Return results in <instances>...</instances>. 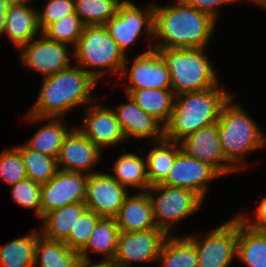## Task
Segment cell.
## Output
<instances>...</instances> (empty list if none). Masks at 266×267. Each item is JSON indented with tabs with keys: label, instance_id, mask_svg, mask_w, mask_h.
Returning <instances> with one entry per match:
<instances>
[{
	"label": "cell",
	"instance_id": "6",
	"mask_svg": "<svg viewBox=\"0 0 266 267\" xmlns=\"http://www.w3.org/2000/svg\"><path fill=\"white\" fill-rule=\"evenodd\" d=\"M71 54L74 55L76 66L90 73L98 81L107 72L120 75L126 58L105 25L84 26Z\"/></svg>",
	"mask_w": 266,
	"mask_h": 267
},
{
	"label": "cell",
	"instance_id": "38",
	"mask_svg": "<svg viewBox=\"0 0 266 267\" xmlns=\"http://www.w3.org/2000/svg\"><path fill=\"white\" fill-rule=\"evenodd\" d=\"M74 12V0H48L43 9H37L40 31L42 32L49 24Z\"/></svg>",
	"mask_w": 266,
	"mask_h": 267
},
{
	"label": "cell",
	"instance_id": "25",
	"mask_svg": "<svg viewBox=\"0 0 266 267\" xmlns=\"http://www.w3.org/2000/svg\"><path fill=\"white\" fill-rule=\"evenodd\" d=\"M157 261L162 267H198V255L193 240L188 235H167Z\"/></svg>",
	"mask_w": 266,
	"mask_h": 267
},
{
	"label": "cell",
	"instance_id": "15",
	"mask_svg": "<svg viewBox=\"0 0 266 267\" xmlns=\"http://www.w3.org/2000/svg\"><path fill=\"white\" fill-rule=\"evenodd\" d=\"M166 236L161 229L120 232L114 260L120 267H129L138 261L155 262Z\"/></svg>",
	"mask_w": 266,
	"mask_h": 267
},
{
	"label": "cell",
	"instance_id": "41",
	"mask_svg": "<svg viewBox=\"0 0 266 267\" xmlns=\"http://www.w3.org/2000/svg\"><path fill=\"white\" fill-rule=\"evenodd\" d=\"M77 267H120L114 259H104L98 263L92 264V260L87 258H80Z\"/></svg>",
	"mask_w": 266,
	"mask_h": 267
},
{
	"label": "cell",
	"instance_id": "45",
	"mask_svg": "<svg viewBox=\"0 0 266 267\" xmlns=\"http://www.w3.org/2000/svg\"><path fill=\"white\" fill-rule=\"evenodd\" d=\"M12 1H19V2H31L33 0H12Z\"/></svg>",
	"mask_w": 266,
	"mask_h": 267
},
{
	"label": "cell",
	"instance_id": "35",
	"mask_svg": "<svg viewBox=\"0 0 266 267\" xmlns=\"http://www.w3.org/2000/svg\"><path fill=\"white\" fill-rule=\"evenodd\" d=\"M41 185L26 178L10 186L12 200L21 207L33 209L39 219H41Z\"/></svg>",
	"mask_w": 266,
	"mask_h": 267
},
{
	"label": "cell",
	"instance_id": "24",
	"mask_svg": "<svg viewBox=\"0 0 266 267\" xmlns=\"http://www.w3.org/2000/svg\"><path fill=\"white\" fill-rule=\"evenodd\" d=\"M87 209L84 202H77L46 213L40 219L44 226L41 227L40 234L50 240L64 241L73 229L77 218Z\"/></svg>",
	"mask_w": 266,
	"mask_h": 267
},
{
	"label": "cell",
	"instance_id": "1",
	"mask_svg": "<svg viewBox=\"0 0 266 267\" xmlns=\"http://www.w3.org/2000/svg\"><path fill=\"white\" fill-rule=\"evenodd\" d=\"M216 24L210 15L184 0H175L167 6L154 4L153 39L160 40L149 46L154 49L206 48Z\"/></svg>",
	"mask_w": 266,
	"mask_h": 267
},
{
	"label": "cell",
	"instance_id": "31",
	"mask_svg": "<svg viewBox=\"0 0 266 267\" xmlns=\"http://www.w3.org/2000/svg\"><path fill=\"white\" fill-rule=\"evenodd\" d=\"M146 155L147 177L150 185L161 183L168 175L175 156L181 150L179 142H171L166 139L156 142Z\"/></svg>",
	"mask_w": 266,
	"mask_h": 267
},
{
	"label": "cell",
	"instance_id": "36",
	"mask_svg": "<svg viewBox=\"0 0 266 267\" xmlns=\"http://www.w3.org/2000/svg\"><path fill=\"white\" fill-rule=\"evenodd\" d=\"M100 218L94 211L87 209L77 218L73 229L70 230L68 237L63 242L71 250L81 252L86 247L91 233Z\"/></svg>",
	"mask_w": 266,
	"mask_h": 267
},
{
	"label": "cell",
	"instance_id": "10",
	"mask_svg": "<svg viewBox=\"0 0 266 267\" xmlns=\"http://www.w3.org/2000/svg\"><path fill=\"white\" fill-rule=\"evenodd\" d=\"M40 39L19 48L24 67L39 72L43 78L51 76L71 66L73 60L69 46L47 38L40 33Z\"/></svg>",
	"mask_w": 266,
	"mask_h": 267
},
{
	"label": "cell",
	"instance_id": "18",
	"mask_svg": "<svg viewBox=\"0 0 266 267\" xmlns=\"http://www.w3.org/2000/svg\"><path fill=\"white\" fill-rule=\"evenodd\" d=\"M101 152L78 127H73L60 147L57 167L60 170L81 172L87 175L96 173L93 167L102 160Z\"/></svg>",
	"mask_w": 266,
	"mask_h": 267
},
{
	"label": "cell",
	"instance_id": "13",
	"mask_svg": "<svg viewBox=\"0 0 266 267\" xmlns=\"http://www.w3.org/2000/svg\"><path fill=\"white\" fill-rule=\"evenodd\" d=\"M218 177L221 175L212 166L189 156L181 149L175 156L168 175L160 184L188 189L204 200L208 183Z\"/></svg>",
	"mask_w": 266,
	"mask_h": 267
},
{
	"label": "cell",
	"instance_id": "32",
	"mask_svg": "<svg viewBox=\"0 0 266 267\" xmlns=\"http://www.w3.org/2000/svg\"><path fill=\"white\" fill-rule=\"evenodd\" d=\"M21 153L27 178L43 184L48 182L57 172V159L41 154L26 144L15 146Z\"/></svg>",
	"mask_w": 266,
	"mask_h": 267
},
{
	"label": "cell",
	"instance_id": "42",
	"mask_svg": "<svg viewBox=\"0 0 266 267\" xmlns=\"http://www.w3.org/2000/svg\"><path fill=\"white\" fill-rule=\"evenodd\" d=\"M12 0H0V35L5 34L6 15Z\"/></svg>",
	"mask_w": 266,
	"mask_h": 267
},
{
	"label": "cell",
	"instance_id": "22",
	"mask_svg": "<svg viewBox=\"0 0 266 267\" xmlns=\"http://www.w3.org/2000/svg\"><path fill=\"white\" fill-rule=\"evenodd\" d=\"M27 123L45 122V125L37 129L36 133L26 145L41 153L57 159L60 147L68 134L67 125H63L62 118H39L28 114L25 116ZM47 122V123H46Z\"/></svg>",
	"mask_w": 266,
	"mask_h": 267
},
{
	"label": "cell",
	"instance_id": "4",
	"mask_svg": "<svg viewBox=\"0 0 266 267\" xmlns=\"http://www.w3.org/2000/svg\"><path fill=\"white\" fill-rule=\"evenodd\" d=\"M234 94L223 104L217 126L224 156L239 171L247 168L243 159L249 152L266 146V135L241 104L233 102Z\"/></svg>",
	"mask_w": 266,
	"mask_h": 267
},
{
	"label": "cell",
	"instance_id": "3",
	"mask_svg": "<svg viewBox=\"0 0 266 267\" xmlns=\"http://www.w3.org/2000/svg\"><path fill=\"white\" fill-rule=\"evenodd\" d=\"M224 90L218 83L204 91L176 95L171 117L164 126V139L180 142L202 127L217 123L223 104L232 95Z\"/></svg>",
	"mask_w": 266,
	"mask_h": 267
},
{
	"label": "cell",
	"instance_id": "9",
	"mask_svg": "<svg viewBox=\"0 0 266 267\" xmlns=\"http://www.w3.org/2000/svg\"><path fill=\"white\" fill-rule=\"evenodd\" d=\"M238 216L211 230L200 239L198 235H188L194 242L198 267H228L237 252Z\"/></svg>",
	"mask_w": 266,
	"mask_h": 267
},
{
	"label": "cell",
	"instance_id": "11",
	"mask_svg": "<svg viewBox=\"0 0 266 267\" xmlns=\"http://www.w3.org/2000/svg\"><path fill=\"white\" fill-rule=\"evenodd\" d=\"M127 57L119 77L130 82L125 89H171V75L159 50L150 47L134 58L130 68Z\"/></svg>",
	"mask_w": 266,
	"mask_h": 267
},
{
	"label": "cell",
	"instance_id": "28",
	"mask_svg": "<svg viewBox=\"0 0 266 267\" xmlns=\"http://www.w3.org/2000/svg\"><path fill=\"white\" fill-rule=\"evenodd\" d=\"M119 233L115 218L101 217L97 221L86 247L80 252L81 257L90 259L91 252L96 255L102 254L103 259H114Z\"/></svg>",
	"mask_w": 266,
	"mask_h": 267
},
{
	"label": "cell",
	"instance_id": "37",
	"mask_svg": "<svg viewBox=\"0 0 266 267\" xmlns=\"http://www.w3.org/2000/svg\"><path fill=\"white\" fill-rule=\"evenodd\" d=\"M27 178L24 161L20 151L15 147L0 153V179L12 186Z\"/></svg>",
	"mask_w": 266,
	"mask_h": 267
},
{
	"label": "cell",
	"instance_id": "34",
	"mask_svg": "<svg viewBox=\"0 0 266 267\" xmlns=\"http://www.w3.org/2000/svg\"><path fill=\"white\" fill-rule=\"evenodd\" d=\"M84 24L74 12L71 15L49 24L41 33L47 38L75 48L82 35Z\"/></svg>",
	"mask_w": 266,
	"mask_h": 267
},
{
	"label": "cell",
	"instance_id": "43",
	"mask_svg": "<svg viewBox=\"0 0 266 267\" xmlns=\"http://www.w3.org/2000/svg\"><path fill=\"white\" fill-rule=\"evenodd\" d=\"M251 3L253 2L255 5H260L266 8V0H249Z\"/></svg>",
	"mask_w": 266,
	"mask_h": 267
},
{
	"label": "cell",
	"instance_id": "8",
	"mask_svg": "<svg viewBox=\"0 0 266 267\" xmlns=\"http://www.w3.org/2000/svg\"><path fill=\"white\" fill-rule=\"evenodd\" d=\"M147 6L145 9H141L132 2L120 5L117 14L105 24L111 38L118 44L125 57L128 47L143 35V31H145L144 35L148 41L154 40V4L150 3Z\"/></svg>",
	"mask_w": 266,
	"mask_h": 267
},
{
	"label": "cell",
	"instance_id": "7",
	"mask_svg": "<svg viewBox=\"0 0 266 267\" xmlns=\"http://www.w3.org/2000/svg\"><path fill=\"white\" fill-rule=\"evenodd\" d=\"M147 193L153 207L156 225L167 235L170 234L173 225L197 212L204 202L193 191L160 183L152 185Z\"/></svg>",
	"mask_w": 266,
	"mask_h": 267
},
{
	"label": "cell",
	"instance_id": "33",
	"mask_svg": "<svg viewBox=\"0 0 266 267\" xmlns=\"http://www.w3.org/2000/svg\"><path fill=\"white\" fill-rule=\"evenodd\" d=\"M119 6L114 0H74L75 13L85 26L105 25Z\"/></svg>",
	"mask_w": 266,
	"mask_h": 267
},
{
	"label": "cell",
	"instance_id": "27",
	"mask_svg": "<svg viewBox=\"0 0 266 267\" xmlns=\"http://www.w3.org/2000/svg\"><path fill=\"white\" fill-rule=\"evenodd\" d=\"M236 257L247 267H266V236L250 229L239 217Z\"/></svg>",
	"mask_w": 266,
	"mask_h": 267
},
{
	"label": "cell",
	"instance_id": "26",
	"mask_svg": "<svg viewBox=\"0 0 266 267\" xmlns=\"http://www.w3.org/2000/svg\"><path fill=\"white\" fill-rule=\"evenodd\" d=\"M80 252L71 250L63 241L39 236L35 245L34 267H77Z\"/></svg>",
	"mask_w": 266,
	"mask_h": 267
},
{
	"label": "cell",
	"instance_id": "12",
	"mask_svg": "<svg viewBox=\"0 0 266 267\" xmlns=\"http://www.w3.org/2000/svg\"><path fill=\"white\" fill-rule=\"evenodd\" d=\"M88 175L58 169L41 185V218L48 212L77 202H85Z\"/></svg>",
	"mask_w": 266,
	"mask_h": 267
},
{
	"label": "cell",
	"instance_id": "44",
	"mask_svg": "<svg viewBox=\"0 0 266 267\" xmlns=\"http://www.w3.org/2000/svg\"><path fill=\"white\" fill-rule=\"evenodd\" d=\"M116 3H118L119 5H124V4H129L131 3L129 0H114Z\"/></svg>",
	"mask_w": 266,
	"mask_h": 267
},
{
	"label": "cell",
	"instance_id": "19",
	"mask_svg": "<svg viewBox=\"0 0 266 267\" xmlns=\"http://www.w3.org/2000/svg\"><path fill=\"white\" fill-rule=\"evenodd\" d=\"M127 103L113 107L117 120L121 125L125 139H154V143L164 139V126L153 116L143 111L133 99L126 94ZM161 124V125H160Z\"/></svg>",
	"mask_w": 266,
	"mask_h": 267
},
{
	"label": "cell",
	"instance_id": "16",
	"mask_svg": "<svg viewBox=\"0 0 266 267\" xmlns=\"http://www.w3.org/2000/svg\"><path fill=\"white\" fill-rule=\"evenodd\" d=\"M189 156L212 166L222 177L238 170L225 158L217 123L202 127L179 142Z\"/></svg>",
	"mask_w": 266,
	"mask_h": 267
},
{
	"label": "cell",
	"instance_id": "39",
	"mask_svg": "<svg viewBox=\"0 0 266 267\" xmlns=\"http://www.w3.org/2000/svg\"><path fill=\"white\" fill-rule=\"evenodd\" d=\"M254 217L251 218L247 214H237L241 221L246 224L250 229L262 232L266 230V197L259 202L256 210L252 211ZM255 213V214H254Z\"/></svg>",
	"mask_w": 266,
	"mask_h": 267
},
{
	"label": "cell",
	"instance_id": "23",
	"mask_svg": "<svg viewBox=\"0 0 266 267\" xmlns=\"http://www.w3.org/2000/svg\"><path fill=\"white\" fill-rule=\"evenodd\" d=\"M126 94L146 113L165 126L171 117L174 93L171 89H126Z\"/></svg>",
	"mask_w": 266,
	"mask_h": 267
},
{
	"label": "cell",
	"instance_id": "40",
	"mask_svg": "<svg viewBox=\"0 0 266 267\" xmlns=\"http://www.w3.org/2000/svg\"><path fill=\"white\" fill-rule=\"evenodd\" d=\"M188 5L195 9L210 15L214 20H218L219 13L217 10L219 7L226 5L227 3L235 2L237 0H184Z\"/></svg>",
	"mask_w": 266,
	"mask_h": 267
},
{
	"label": "cell",
	"instance_id": "5",
	"mask_svg": "<svg viewBox=\"0 0 266 267\" xmlns=\"http://www.w3.org/2000/svg\"><path fill=\"white\" fill-rule=\"evenodd\" d=\"M206 48H163L159 50L171 75L174 95L199 92L220 83Z\"/></svg>",
	"mask_w": 266,
	"mask_h": 267
},
{
	"label": "cell",
	"instance_id": "20",
	"mask_svg": "<svg viewBox=\"0 0 266 267\" xmlns=\"http://www.w3.org/2000/svg\"><path fill=\"white\" fill-rule=\"evenodd\" d=\"M40 33L37 8L31 6L30 2L13 1L7 11L4 35L19 49Z\"/></svg>",
	"mask_w": 266,
	"mask_h": 267
},
{
	"label": "cell",
	"instance_id": "2",
	"mask_svg": "<svg viewBox=\"0 0 266 267\" xmlns=\"http://www.w3.org/2000/svg\"><path fill=\"white\" fill-rule=\"evenodd\" d=\"M97 83L90 73L71 65L43 78L35 104L27 113L39 118H63L74 107L96 101L92 91Z\"/></svg>",
	"mask_w": 266,
	"mask_h": 267
},
{
	"label": "cell",
	"instance_id": "17",
	"mask_svg": "<svg viewBox=\"0 0 266 267\" xmlns=\"http://www.w3.org/2000/svg\"><path fill=\"white\" fill-rule=\"evenodd\" d=\"M95 103L96 101L83 110L85 120L78 129L102 151L103 148L120 144L126 139L113 108Z\"/></svg>",
	"mask_w": 266,
	"mask_h": 267
},
{
	"label": "cell",
	"instance_id": "29",
	"mask_svg": "<svg viewBox=\"0 0 266 267\" xmlns=\"http://www.w3.org/2000/svg\"><path fill=\"white\" fill-rule=\"evenodd\" d=\"M121 153L114 164V174L111 176L127 189L134 187L147 191L151 185L147 177L146 159L134 153H126L125 149Z\"/></svg>",
	"mask_w": 266,
	"mask_h": 267
},
{
	"label": "cell",
	"instance_id": "21",
	"mask_svg": "<svg viewBox=\"0 0 266 267\" xmlns=\"http://www.w3.org/2000/svg\"><path fill=\"white\" fill-rule=\"evenodd\" d=\"M115 219L120 232L159 229L147 191L128 194Z\"/></svg>",
	"mask_w": 266,
	"mask_h": 267
},
{
	"label": "cell",
	"instance_id": "14",
	"mask_svg": "<svg viewBox=\"0 0 266 267\" xmlns=\"http://www.w3.org/2000/svg\"><path fill=\"white\" fill-rule=\"evenodd\" d=\"M128 194L110 173L96 172L88 175L84 203L100 217L115 218Z\"/></svg>",
	"mask_w": 266,
	"mask_h": 267
},
{
	"label": "cell",
	"instance_id": "30",
	"mask_svg": "<svg viewBox=\"0 0 266 267\" xmlns=\"http://www.w3.org/2000/svg\"><path fill=\"white\" fill-rule=\"evenodd\" d=\"M32 231L0 245V267H34L35 245L41 234Z\"/></svg>",
	"mask_w": 266,
	"mask_h": 267
}]
</instances>
